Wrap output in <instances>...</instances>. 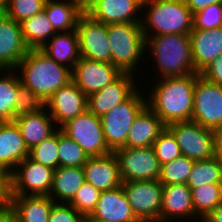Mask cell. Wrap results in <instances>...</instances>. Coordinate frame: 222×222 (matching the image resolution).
<instances>
[{
  "instance_id": "6da1fadb",
  "label": "cell",
  "mask_w": 222,
  "mask_h": 222,
  "mask_svg": "<svg viewBox=\"0 0 222 222\" xmlns=\"http://www.w3.org/2000/svg\"><path fill=\"white\" fill-rule=\"evenodd\" d=\"M158 79L151 85L154 87L149 92L150 96L146 97L147 106L166 126L191 120L197 73Z\"/></svg>"
},
{
  "instance_id": "7a4b0ae2",
  "label": "cell",
  "mask_w": 222,
  "mask_h": 222,
  "mask_svg": "<svg viewBox=\"0 0 222 222\" xmlns=\"http://www.w3.org/2000/svg\"><path fill=\"white\" fill-rule=\"evenodd\" d=\"M15 71L19 72L21 83L44 102L58 89L72 81V70L56 63L41 49H30L18 63Z\"/></svg>"
},
{
  "instance_id": "3957f363",
  "label": "cell",
  "mask_w": 222,
  "mask_h": 222,
  "mask_svg": "<svg viewBox=\"0 0 222 222\" xmlns=\"http://www.w3.org/2000/svg\"><path fill=\"white\" fill-rule=\"evenodd\" d=\"M146 50L154 56L159 78L198 73L192 58L189 34H164L146 37ZM148 47V48H147Z\"/></svg>"
},
{
  "instance_id": "277c9868",
  "label": "cell",
  "mask_w": 222,
  "mask_h": 222,
  "mask_svg": "<svg viewBox=\"0 0 222 222\" xmlns=\"http://www.w3.org/2000/svg\"><path fill=\"white\" fill-rule=\"evenodd\" d=\"M142 9L141 14H145L141 26L145 38L189 34L193 30V13L185 0H143Z\"/></svg>"
},
{
  "instance_id": "5b68a950",
  "label": "cell",
  "mask_w": 222,
  "mask_h": 222,
  "mask_svg": "<svg viewBox=\"0 0 222 222\" xmlns=\"http://www.w3.org/2000/svg\"><path fill=\"white\" fill-rule=\"evenodd\" d=\"M111 63L122 73L134 74L145 58L146 40L141 23L107 24Z\"/></svg>"
},
{
  "instance_id": "8992f818",
  "label": "cell",
  "mask_w": 222,
  "mask_h": 222,
  "mask_svg": "<svg viewBox=\"0 0 222 222\" xmlns=\"http://www.w3.org/2000/svg\"><path fill=\"white\" fill-rule=\"evenodd\" d=\"M141 93L138 88L126 101L100 117L106 143L113 152L125 146L134 119L147 105L146 93Z\"/></svg>"
},
{
  "instance_id": "52a82bcc",
  "label": "cell",
  "mask_w": 222,
  "mask_h": 222,
  "mask_svg": "<svg viewBox=\"0 0 222 222\" xmlns=\"http://www.w3.org/2000/svg\"><path fill=\"white\" fill-rule=\"evenodd\" d=\"M60 129L74 140L88 157L103 156L113 152L106 143L101 118L88 109L69 120Z\"/></svg>"
},
{
  "instance_id": "ba28073f",
  "label": "cell",
  "mask_w": 222,
  "mask_h": 222,
  "mask_svg": "<svg viewBox=\"0 0 222 222\" xmlns=\"http://www.w3.org/2000/svg\"><path fill=\"white\" fill-rule=\"evenodd\" d=\"M174 135L181 154L194 161L214 157V130L195 121H182L166 126Z\"/></svg>"
},
{
  "instance_id": "9c48e42d",
  "label": "cell",
  "mask_w": 222,
  "mask_h": 222,
  "mask_svg": "<svg viewBox=\"0 0 222 222\" xmlns=\"http://www.w3.org/2000/svg\"><path fill=\"white\" fill-rule=\"evenodd\" d=\"M122 188L140 222H160L163 185L159 180L122 182Z\"/></svg>"
},
{
  "instance_id": "30bf717a",
  "label": "cell",
  "mask_w": 222,
  "mask_h": 222,
  "mask_svg": "<svg viewBox=\"0 0 222 222\" xmlns=\"http://www.w3.org/2000/svg\"><path fill=\"white\" fill-rule=\"evenodd\" d=\"M54 171L26 157L10 174L11 196L50 195Z\"/></svg>"
},
{
  "instance_id": "8fae6325",
  "label": "cell",
  "mask_w": 222,
  "mask_h": 222,
  "mask_svg": "<svg viewBox=\"0 0 222 222\" xmlns=\"http://www.w3.org/2000/svg\"><path fill=\"white\" fill-rule=\"evenodd\" d=\"M119 163L122 182L158 180L161 165L150 147L126 148L114 151Z\"/></svg>"
},
{
  "instance_id": "7c38bea8",
  "label": "cell",
  "mask_w": 222,
  "mask_h": 222,
  "mask_svg": "<svg viewBox=\"0 0 222 222\" xmlns=\"http://www.w3.org/2000/svg\"><path fill=\"white\" fill-rule=\"evenodd\" d=\"M191 120L211 130L222 126V85L205 79L200 73L194 86Z\"/></svg>"
},
{
  "instance_id": "4fadbf2b",
  "label": "cell",
  "mask_w": 222,
  "mask_h": 222,
  "mask_svg": "<svg viewBox=\"0 0 222 222\" xmlns=\"http://www.w3.org/2000/svg\"><path fill=\"white\" fill-rule=\"evenodd\" d=\"M76 30L80 57L111 63L107 24L95 20L84 11L77 21Z\"/></svg>"
},
{
  "instance_id": "5bb4252c",
  "label": "cell",
  "mask_w": 222,
  "mask_h": 222,
  "mask_svg": "<svg viewBox=\"0 0 222 222\" xmlns=\"http://www.w3.org/2000/svg\"><path fill=\"white\" fill-rule=\"evenodd\" d=\"M121 74L112 63L80 57L72 70V81L88 97L111 84Z\"/></svg>"
},
{
  "instance_id": "9a60e30c",
  "label": "cell",
  "mask_w": 222,
  "mask_h": 222,
  "mask_svg": "<svg viewBox=\"0 0 222 222\" xmlns=\"http://www.w3.org/2000/svg\"><path fill=\"white\" fill-rule=\"evenodd\" d=\"M45 107L58 128H61L88 109V100L83 91L70 81L45 101Z\"/></svg>"
},
{
  "instance_id": "2e32d148",
  "label": "cell",
  "mask_w": 222,
  "mask_h": 222,
  "mask_svg": "<svg viewBox=\"0 0 222 222\" xmlns=\"http://www.w3.org/2000/svg\"><path fill=\"white\" fill-rule=\"evenodd\" d=\"M20 23L0 15V70H13L29 51Z\"/></svg>"
},
{
  "instance_id": "e0dca14e",
  "label": "cell",
  "mask_w": 222,
  "mask_h": 222,
  "mask_svg": "<svg viewBox=\"0 0 222 222\" xmlns=\"http://www.w3.org/2000/svg\"><path fill=\"white\" fill-rule=\"evenodd\" d=\"M135 74L122 73L115 81L87 97L88 110L101 117L118 104L126 101L139 86ZM136 84V85H135Z\"/></svg>"
},
{
  "instance_id": "ac0fdd59",
  "label": "cell",
  "mask_w": 222,
  "mask_h": 222,
  "mask_svg": "<svg viewBox=\"0 0 222 222\" xmlns=\"http://www.w3.org/2000/svg\"><path fill=\"white\" fill-rule=\"evenodd\" d=\"M192 218L195 222L201 221L195 214L191 189L187 184L163 185L160 222H186L185 219L191 222Z\"/></svg>"
},
{
  "instance_id": "d6986e66",
  "label": "cell",
  "mask_w": 222,
  "mask_h": 222,
  "mask_svg": "<svg viewBox=\"0 0 222 222\" xmlns=\"http://www.w3.org/2000/svg\"><path fill=\"white\" fill-rule=\"evenodd\" d=\"M142 4L143 0H93L85 12L104 24L141 23Z\"/></svg>"
},
{
  "instance_id": "ffe728a7",
  "label": "cell",
  "mask_w": 222,
  "mask_h": 222,
  "mask_svg": "<svg viewBox=\"0 0 222 222\" xmlns=\"http://www.w3.org/2000/svg\"><path fill=\"white\" fill-rule=\"evenodd\" d=\"M89 218L97 222H140L131 209L122 185L101 191L96 208Z\"/></svg>"
},
{
  "instance_id": "44dd1931",
  "label": "cell",
  "mask_w": 222,
  "mask_h": 222,
  "mask_svg": "<svg viewBox=\"0 0 222 222\" xmlns=\"http://www.w3.org/2000/svg\"><path fill=\"white\" fill-rule=\"evenodd\" d=\"M85 181L100 191H108L122 185L119 163L114 152L89 157L83 165Z\"/></svg>"
},
{
  "instance_id": "7402d4cb",
  "label": "cell",
  "mask_w": 222,
  "mask_h": 222,
  "mask_svg": "<svg viewBox=\"0 0 222 222\" xmlns=\"http://www.w3.org/2000/svg\"><path fill=\"white\" fill-rule=\"evenodd\" d=\"M29 156V149L14 121L0 122V170L11 174Z\"/></svg>"
},
{
  "instance_id": "603a6c76",
  "label": "cell",
  "mask_w": 222,
  "mask_h": 222,
  "mask_svg": "<svg viewBox=\"0 0 222 222\" xmlns=\"http://www.w3.org/2000/svg\"><path fill=\"white\" fill-rule=\"evenodd\" d=\"M165 128L163 121L146 105L134 119L124 147H150Z\"/></svg>"
},
{
  "instance_id": "cb8c5ba5",
  "label": "cell",
  "mask_w": 222,
  "mask_h": 222,
  "mask_svg": "<svg viewBox=\"0 0 222 222\" xmlns=\"http://www.w3.org/2000/svg\"><path fill=\"white\" fill-rule=\"evenodd\" d=\"M189 35L195 70L200 73L213 59L222 55V27L192 30Z\"/></svg>"
},
{
  "instance_id": "d4e9b609",
  "label": "cell",
  "mask_w": 222,
  "mask_h": 222,
  "mask_svg": "<svg viewBox=\"0 0 222 222\" xmlns=\"http://www.w3.org/2000/svg\"><path fill=\"white\" fill-rule=\"evenodd\" d=\"M46 110L44 107L34 113L21 115L14 119L29 150L59 129Z\"/></svg>"
},
{
  "instance_id": "484cf974",
  "label": "cell",
  "mask_w": 222,
  "mask_h": 222,
  "mask_svg": "<svg viewBox=\"0 0 222 222\" xmlns=\"http://www.w3.org/2000/svg\"><path fill=\"white\" fill-rule=\"evenodd\" d=\"M55 202L49 195L11 196V213L14 222H48Z\"/></svg>"
},
{
  "instance_id": "4316f807",
  "label": "cell",
  "mask_w": 222,
  "mask_h": 222,
  "mask_svg": "<svg viewBox=\"0 0 222 222\" xmlns=\"http://www.w3.org/2000/svg\"><path fill=\"white\" fill-rule=\"evenodd\" d=\"M56 63L73 70L80 59L77 30L57 32L41 48Z\"/></svg>"
},
{
  "instance_id": "83f0119b",
  "label": "cell",
  "mask_w": 222,
  "mask_h": 222,
  "mask_svg": "<svg viewBox=\"0 0 222 222\" xmlns=\"http://www.w3.org/2000/svg\"><path fill=\"white\" fill-rule=\"evenodd\" d=\"M84 182L83 167H58L54 171L49 197L55 203L69 204Z\"/></svg>"
},
{
  "instance_id": "f1b7e54d",
  "label": "cell",
  "mask_w": 222,
  "mask_h": 222,
  "mask_svg": "<svg viewBox=\"0 0 222 222\" xmlns=\"http://www.w3.org/2000/svg\"><path fill=\"white\" fill-rule=\"evenodd\" d=\"M47 0L44 11L56 32L74 31L77 21L84 12L77 4L69 0Z\"/></svg>"
},
{
  "instance_id": "f546056e",
  "label": "cell",
  "mask_w": 222,
  "mask_h": 222,
  "mask_svg": "<svg viewBox=\"0 0 222 222\" xmlns=\"http://www.w3.org/2000/svg\"><path fill=\"white\" fill-rule=\"evenodd\" d=\"M20 25L24 41L29 49H41L57 33L44 10L23 20Z\"/></svg>"
},
{
  "instance_id": "4dcf8cb0",
  "label": "cell",
  "mask_w": 222,
  "mask_h": 222,
  "mask_svg": "<svg viewBox=\"0 0 222 222\" xmlns=\"http://www.w3.org/2000/svg\"><path fill=\"white\" fill-rule=\"evenodd\" d=\"M20 83L19 75L15 69L0 70V122L14 121V106Z\"/></svg>"
},
{
  "instance_id": "1f68e13d",
  "label": "cell",
  "mask_w": 222,
  "mask_h": 222,
  "mask_svg": "<svg viewBox=\"0 0 222 222\" xmlns=\"http://www.w3.org/2000/svg\"><path fill=\"white\" fill-rule=\"evenodd\" d=\"M193 208L202 220L222 203V184H203L191 189Z\"/></svg>"
},
{
  "instance_id": "d6a6232c",
  "label": "cell",
  "mask_w": 222,
  "mask_h": 222,
  "mask_svg": "<svg viewBox=\"0 0 222 222\" xmlns=\"http://www.w3.org/2000/svg\"><path fill=\"white\" fill-rule=\"evenodd\" d=\"M207 183L222 184V164L215 157L195 161L187 186L192 189Z\"/></svg>"
},
{
  "instance_id": "836d02e7",
  "label": "cell",
  "mask_w": 222,
  "mask_h": 222,
  "mask_svg": "<svg viewBox=\"0 0 222 222\" xmlns=\"http://www.w3.org/2000/svg\"><path fill=\"white\" fill-rule=\"evenodd\" d=\"M195 161L184 155L161 165L159 182L162 185L187 184Z\"/></svg>"
},
{
  "instance_id": "e575fe53",
  "label": "cell",
  "mask_w": 222,
  "mask_h": 222,
  "mask_svg": "<svg viewBox=\"0 0 222 222\" xmlns=\"http://www.w3.org/2000/svg\"><path fill=\"white\" fill-rule=\"evenodd\" d=\"M59 167H83L89 158L84 150L60 128L58 129Z\"/></svg>"
},
{
  "instance_id": "d590c367",
  "label": "cell",
  "mask_w": 222,
  "mask_h": 222,
  "mask_svg": "<svg viewBox=\"0 0 222 222\" xmlns=\"http://www.w3.org/2000/svg\"><path fill=\"white\" fill-rule=\"evenodd\" d=\"M35 162L56 170L59 167L58 157V130L50 137L29 150V156Z\"/></svg>"
},
{
  "instance_id": "8d00e7d4",
  "label": "cell",
  "mask_w": 222,
  "mask_h": 222,
  "mask_svg": "<svg viewBox=\"0 0 222 222\" xmlns=\"http://www.w3.org/2000/svg\"><path fill=\"white\" fill-rule=\"evenodd\" d=\"M47 0H6L4 13L21 23L44 10Z\"/></svg>"
},
{
  "instance_id": "74e56055",
  "label": "cell",
  "mask_w": 222,
  "mask_h": 222,
  "mask_svg": "<svg viewBox=\"0 0 222 222\" xmlns=\"http://www.w3.org/2000/svg\"><path fill=\"white\" fill-rule=\"evenodd\" d=\"M152 148L160 165L171 162L182 155L173 133L167 127L154 141Z\"/></svg>"
},
{
  "instance_id": "f35d334b",
  "label": "cell",
  "mask_w": 222,
  "mask_h": 222,
  "mask_svg": "<svg viewBox=\"0 0 222 222\" xmlns=\"http://www.w3.org/2000/svg\"><path fill=\"white\" fill-rule=\"evenodd\" d=\"M100 193L85 181L69 204L84 217H89L96 208Z\"/></svg>"
},
{
  "instance_id": "ab89813d",
  "label": "cell",
  "mask_w": 222,
  "mask_h": 222,
  "mask_svg": "<svg viewBox=\"0 0 222 222\" xmlns=\"http://www.w3.org/2000/svg\"><path fill=\"white\" fill-rule=\"evenodd\" d=\"M45 107V102L22 83L18 85L17 101L14 106V119L21 115L34 113Z\"/></svg>"
},
{
  "instance_id": "60d3db41",
  "label": "cell",
  "mask_w": 222,
  "mask_h": 222,
  "mask_svg": "<svg viewBox=\"0 0 222 222\" xmlns=\"http://www.w3.org/2000/svg\"><path fill=\"white\" fill-rule=\"evenodd\" d=\"M222 27V3H215L193 14V30Z\"/></svg>"
},
{
  "instance_id": "b9f144b4",
  "label": "cell",
  "mask_w": 222,
  "mask_h": 222,
  "mask_svg": "<svg viewBox=\"0 0 222 222\" xmlns=\"http://www.w3.org/2000/svg\"><path fill=\"white\" fill-rule=\"evenodd\" d=\"M85 217L70 204L54 203L48 222H84Z\"/></svg>"
},
{
  "instance_id": "7bdbcfd3",
  "label": "cell",
  "mask_w": 222,
  "mask_h": 222,
  "mask_svg": "<svg viewBox=\"0 0 222 222\" xmlns=\"http://www.w3.org/2000/svg\"><path fill=\"white\" fill-rule=\"evenodd\" d=\"M200 75L215 84L222 85V55L213 59L211 63L200 72Z\"/></svg>"
},
{
  "instance_id": "ee69618b",
  "label": "cell",
  "mask_w": 222,
  "mask_h": 222,
  "mask_svg": "<svg viewBox=\"0 0 222 222\" xmlns=\"http://www.w3.org/2000/svg\"><path fill=\"white\" fill-rule=\"evenodd\" d=\"M11 183L10 174L0 170V208L10 207Z\"/></svg>"
},
{
  "instance_id": "f6af8a7d",
  "label": "cell",
  "mask_w": 222,
  "mask_h": 222,
  "mask_svg": "<svg viewBox=\"0 0 222 222\" xmlns=\"http://www.w3.org/2000/svg\"><path fill=\"white\" fill-rule=\"evenodd\" d=\"M185 2L192 13L195 14L212 4L222 3V0H185Z\"/></svg>"
},
{
  "instance_id": "bcb514c9",
  "label": "cell",
  "mask_w": 222,
  "mask_h": 222,
  "mask_svg": "<svg viewBox=\"0 0 222 222\" xmlns=\"http://www.w3.org/2000/svg\"><path fill=\"white\" fill-rule=\"evenodd\" d=\"M214 157L222 164V126L214 130Z\"/></svg>"
},
{
  "instance_id": "7dc6e473",
  "label": "cell",
  "mask_w": 222,
  "mask_h": 222,
  "mask_svg": "<svg viewBox=\"0 0 222 222\" xmlns=\"http://www.w3.org/2000/svg\"><path fill=\"white\" fill-rule=\"evenodd\" d=\"M203 222H222V203L202 219Z\"/></svg>"
},
{
  "instance_id": "c3c4849f",
  "label": "cell",
  "mask_w": 222,
  "mask_h": 222,
  "mask_svg": "<svg viewBox=\"0 0 222 222\" xmlns=\"http://www.w3.org/2000/svg\"><path fill=\"white\" fill-rule=\"evenodd\" d=\"M12 220L11 207L0 208V222H10Z\"/></svg>"
},
{
  "instance_id": "681fc988",
  "label": "cell",
  "mask_w": 222,
  "mask_h": 222,
  "mask_svg": "<svg viewBox=\"0 0 222 222\" xmlns=\"http://www.w3.org/2000/svg\"><path fill=\"white\" fill-rule=\"evenodd\" d=\"M69 1L77 4L83 11H85L91 5V0H69Z\"/></svg>"
},
{
  "instance_id": "f907efd6",
  "label": "cell",
  "mask_w": 222,
  "mask_h": 222,
  "mask_svg": "<svg viewBox=\"0 0 222 222\" xmlns=\"http://www.w3.org/2000/svg\"><path fill=\"white\" fill-rule=\"evenodd\" d=\"M6 6V0H0V15L4 13Z\"/></svg>"
},
{
  "instance_id": "816d5d0a",
  "label": "cell",
  "mask_w": 222,
  "mask_h": 222,
  "mask_svg": "<svg viewBox=\"0 0 222 222\" xmlns=\"http://www.w3.org/2000/svg\"><path fill=\"white\" fill-rule=\"evenodd\" d=\"M84 222H97V221L90 219L89 217H85Z\"/></svg>"
}]
</instances>
